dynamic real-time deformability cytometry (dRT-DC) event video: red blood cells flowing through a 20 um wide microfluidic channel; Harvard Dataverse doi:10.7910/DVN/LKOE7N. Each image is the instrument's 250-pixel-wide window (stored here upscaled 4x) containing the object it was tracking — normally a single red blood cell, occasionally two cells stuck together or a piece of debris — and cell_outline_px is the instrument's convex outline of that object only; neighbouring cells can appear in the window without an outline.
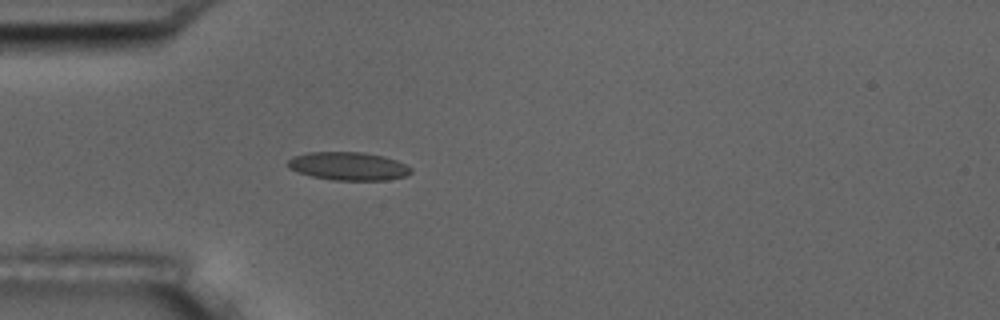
{"species": "common noctule bat (a hibernating species)", "species_latin": "Nyctalus noctula", "temperature_condition": "room temperature", "stored_images_in_passage": 1, "camera_frame_rate_fps": 3000, "um_per_image_px": 0.085, "animal": {"sex": "male", "body_mass_g": 17.5, "forearm_length_mm": 52.3}, "frame": {"image": 1, "passage_image": 1, "time_ms": 0.0, "image_size_px": [1000, 320], "cell_outline_px": [[412, 172], [404, 176], [388, 180], [332, 180], [312, 176], [288, 168], [284, 164], [292, 156], [308, 152], [360, 152], [384, 156], [396, 160], [412, 168]], "centroid_in_image_um": [29.58, 14.12], "position_along_channel_um": 55.4, "area_um2": 20.29}}